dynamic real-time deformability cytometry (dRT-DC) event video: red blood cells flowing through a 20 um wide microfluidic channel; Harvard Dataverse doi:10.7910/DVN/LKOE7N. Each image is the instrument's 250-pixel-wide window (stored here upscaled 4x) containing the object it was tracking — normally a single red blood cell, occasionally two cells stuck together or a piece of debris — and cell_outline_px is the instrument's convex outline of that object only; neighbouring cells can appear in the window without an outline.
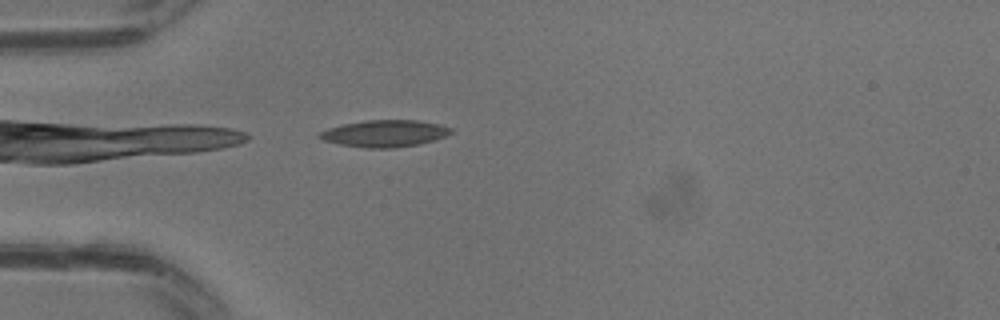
{"species": "common noctule bat (a hibernating species)", "species_latin": "Nyctalus noctula", "temperature_condition": "warm", "stored_images_in_passage": 4, "camera_frame_rate_fps": 3000, "um_per_image_px": 0.085, "animal": {"sex": "male", "body_mass_g": 13.3}, "frame": {"image": 1, "passage_image": 4, "time_ms": 1.0, "image_size_px": [1000, 320], "cell_outline_px": [[452, 132], [436, 140], [396, 148], [364, 148], [340, 144], [324, 140], [316, 136], [320, 132], [328, 128], [344, 124], [364, 120], [416, 120], [440, 124], [452, 128]], "centroid_in_image_um": [32.69, 11.34], "position_along_channel_um": 52.3, "area_um2": 20.52}}